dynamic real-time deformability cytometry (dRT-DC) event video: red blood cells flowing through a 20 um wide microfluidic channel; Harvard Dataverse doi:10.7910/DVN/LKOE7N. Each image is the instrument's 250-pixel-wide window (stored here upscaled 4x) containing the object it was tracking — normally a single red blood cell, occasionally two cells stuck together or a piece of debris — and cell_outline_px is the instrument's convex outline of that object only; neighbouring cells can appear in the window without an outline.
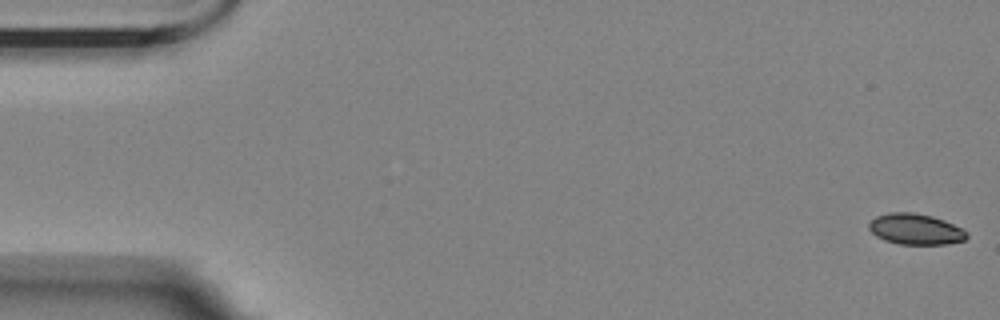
{"species": "Egyptian fruit bat (a non-hibernating species)", "species_latin": "Rousettus aegyptiacus", "temperature_condition": "room temperature", "stored_images_in_passage": 11, "camera_frame_rate_fps": 3000, "um_per_image_px": 0.085, "animal": {"sex": "female"}, "frame": {"image": 1, "passage_image": 1, "time_ms": 0.0, "image_size_px": [1000, 320], "cell_outline_px": [[968, 236], [964, 240], [948, 244], [900, 244], [884, 240], [876, 236], [868, 228], [868, 224], [876, 216], [888, 212], [916, 212], [932, 216], [944, 220], [968, 232]], "centroid_in_image_um": [77.81, 19.47], "position_along_channel_um": 7.2, "area_um2": 17.63}}